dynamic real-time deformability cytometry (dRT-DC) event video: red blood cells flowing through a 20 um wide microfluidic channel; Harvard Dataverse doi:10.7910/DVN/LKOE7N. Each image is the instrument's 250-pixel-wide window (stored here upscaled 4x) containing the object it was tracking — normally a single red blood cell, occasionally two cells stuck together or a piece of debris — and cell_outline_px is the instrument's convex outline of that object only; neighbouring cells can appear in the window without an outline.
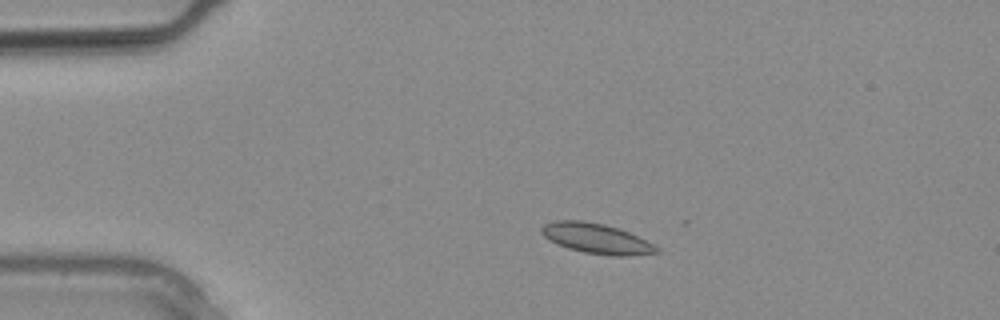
{"species": "common noctule bat (a hibernating species)", "species_latin": "Nyctalus noctula", "temperature_condition": "warm", "stored_images_in_passage": 3, "camera_frame_rate_fps": 3000, "um_per_image_px": 0.085, "animal": {"sex": "male", "body_mass_g": 20.4}, "frame": {"image": 1, "passage_image": 2, "time_ms": 0.333, "image_size_px": [1000, 320], "cell_outline_px": [[660, 252], [624, 256], [612, 256], [584, 252], [568, 248], [544, 236], [540, 232], [540, 228], [544, 224], [556, 220], [584, 220], [604, 224], [628, 232], [660, 248]], "centroid_in_image_um": [50.68, 20.26], "position_along_channel_um": 34.3, "area_um2": 19.88}}